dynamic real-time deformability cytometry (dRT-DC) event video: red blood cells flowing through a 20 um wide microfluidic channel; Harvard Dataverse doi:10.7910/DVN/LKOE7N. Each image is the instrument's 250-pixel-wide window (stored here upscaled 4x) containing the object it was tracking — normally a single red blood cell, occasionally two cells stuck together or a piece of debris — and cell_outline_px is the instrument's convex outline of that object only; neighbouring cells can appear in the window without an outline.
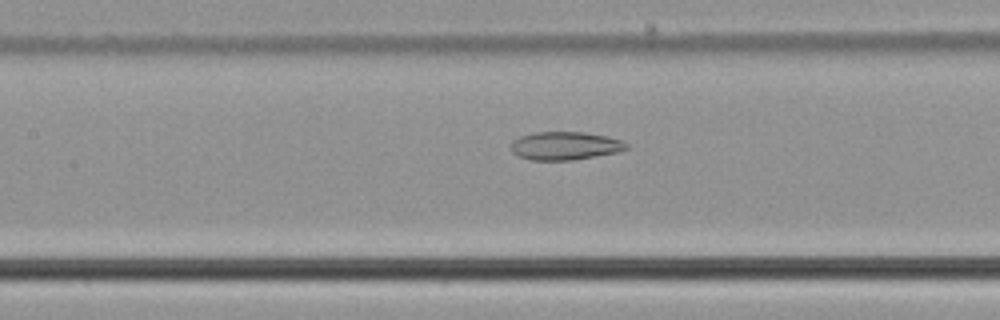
{"species": "common noctule bat (a hibernating species)", "species_latin": "Nyctalus noctula", "temperature_condition": "cold", "stored_images_in_passage": 36, "camera_frame_rate_fps": 3000, "um_per_image_px": 0.085, "animal": {"sex": "male", "body_mass_g": 21.5, "forearm_length_mm": 52.0}, "frame": {"image": 1, "passage_image": 13, "time_ms": 4.0, "image_size_px": [1000, 320], "cell_outline_px": [[628, 148], [620, 152], [572, 160], [532, 160], [520, 156], [512, 152], [512, 140], [520, 136], [536, 132], [584, 132], [608, 136], [620, 140], [628, 144]], "centroid_in_image_um": [48.06, 12.39], "position_along_channel_um": 159.3, "area_um2": 18.96}}
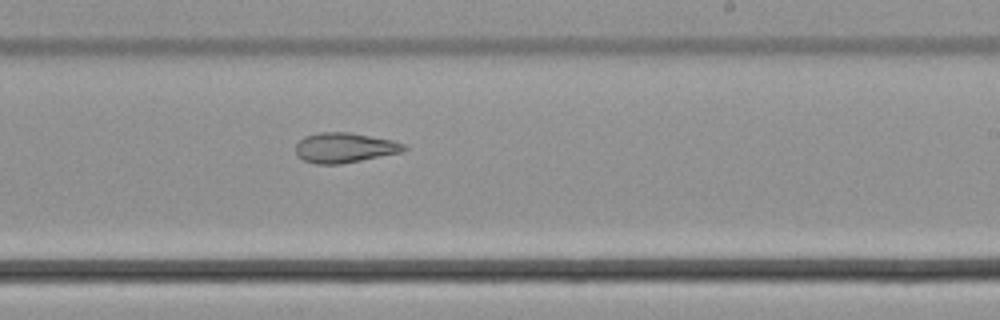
{"frame": {"image": 2, "passage_image": 21, "time_ms": 6.667, "image_size_px": [1000, 320], "cell_outline_px": [[408, 148], [404, 152], [340, 164], [316, 164], [304, 160], [296, 156], [296, 144], [304, 136], [320, 132], [352, 132], [392, 140], [404, 144]], "centroid_in_image_um": [29.3, 12.55], "position_along_channel_um": 259.7, "area_um2": 19.07}}
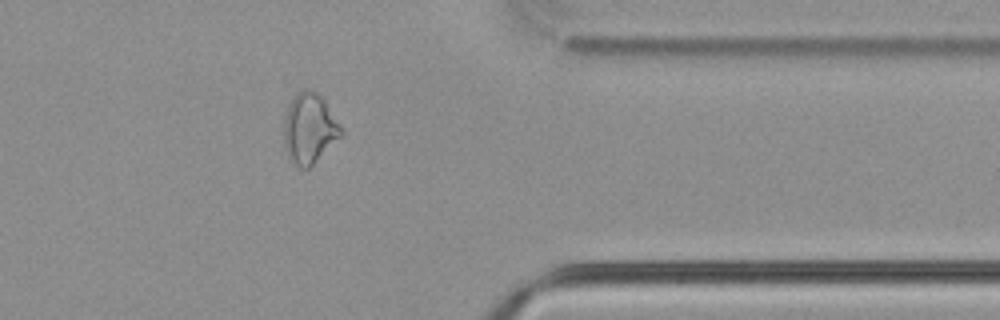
{"frame": {"image": 3, "passage_image": 32, "time_ms": 10.333, "image_size_px": [1000, 320], "cell_outline_px": [[344, 136], [308, 168], [300, 168], [288, 156], [284, 144], [284, 120], [288, 108], [296, 92], [304, 88], [312, 88], [324, 100], [344, 132]], "centroid_in_image_um": [26.32, 10.91], "position_along_channel_um": 385.1, "area_um2": 23.35}, "authors_computed_cell_mechanics": {"area_um2": 19.6231, "velocity_mm_per_s": 3.7793, "shape_relaxation_time_tau1_ms": null, "shape_relaxation_time_tau2_ms": 6.7173, "deformation_change_tau1": null, "deformation_change_tau2": 0.1566}}